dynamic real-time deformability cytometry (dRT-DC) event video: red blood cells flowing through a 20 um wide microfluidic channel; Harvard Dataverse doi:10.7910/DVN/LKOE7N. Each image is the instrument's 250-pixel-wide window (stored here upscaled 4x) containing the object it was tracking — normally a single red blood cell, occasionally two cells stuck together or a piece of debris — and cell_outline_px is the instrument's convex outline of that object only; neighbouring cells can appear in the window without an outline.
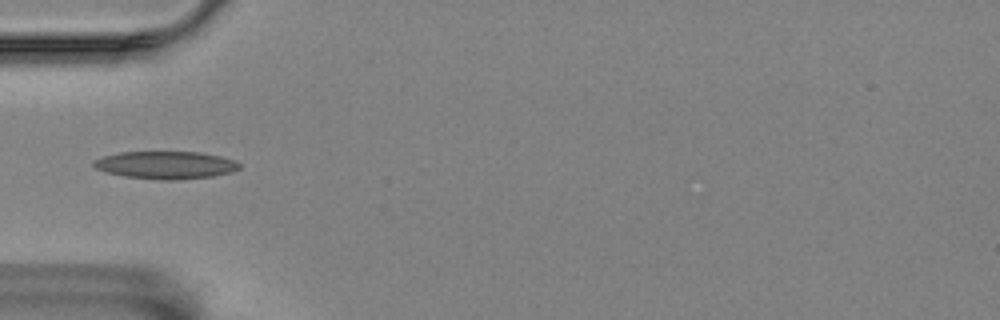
{"species": "Egyptian fruit bat (a non-hibernating species)", "species_latin": "Rousettus aegyptiacus", "temperature_condition": "room temperature", "stored_images_in_passage": 14, "camera_frame_rate_fps": 3000, "um_per_image_px": 0.085, "animal": {"sex": "female"}, "frame": {"image": 1, "passage_image": 4, "time_ms": 4.667, "image_size_px": [1000, 320], "cell_outline_px": [[240, 168], [232, 172], [212, 176], [172, 180], [160, 180], [124, 176], [108, 172], [96, 168], [92, 164], [92, 160], [104, 156], [120, 152], [200, 152], [220, 156], [236, 160], [240, 164]], "centroid_in_image_um": [14.1, 14.02], "position_along_channel_um": 70.9, "area_um2": 23.41}}
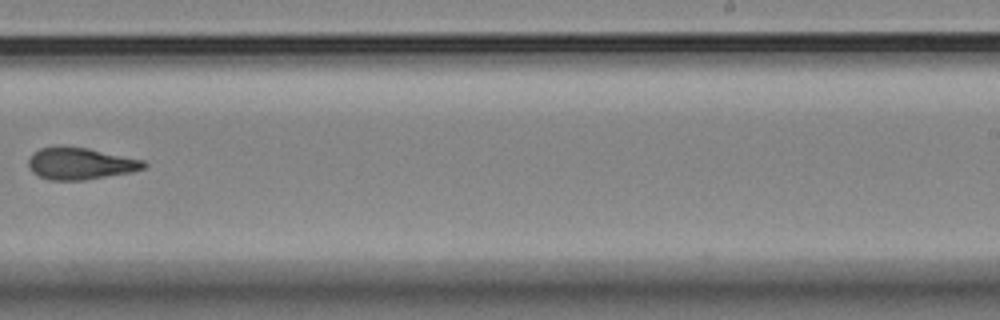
{"frame": {"image": 2, "passage_image": 9, "time_ms": 10.667, "image_size_px": [1000, 320], "cell_outline_px": [[148, 164], [144, 168], [132, 172], [84, 180], [48, 180], [32, 172], [28, 164], [28, 160], [32, 152], [40, 148], [56, 144], [60, 144], [88, 148], [144, 160]], "centroid_in_image_um": [6.79, 13.87], "position_along_channel_um": 282.2, "area_um2": 21.85}}
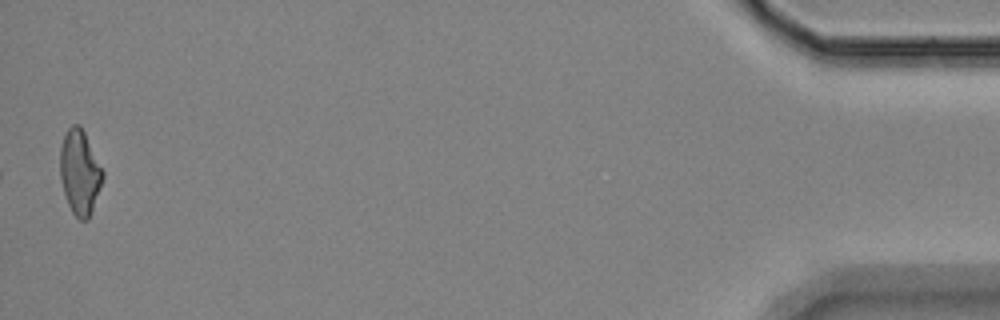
{"frame": {"image": 3, "passage_image": 14, "time_ms": 17.333, "image_size_px": [1000, 320], "cell_outline_px": [[104, 176], [92, 212], [88, 220], [80, 220], [72, 212], [68, 204], [64, 192], [60, 176], [60, 148], [64, 136], [68, 128], [72, 124], [80, 124], [104, 172]], "centroid_in_image_um": [6.78, 14.65], "position_along_channel_um": 428.4, "area_um2": 20.92}, "authors_computed_cell_mechanics": {"area_um2": 21.6172, "velocity_mm_per_s": 3.5102, "shape_relaxation_time_tau1_ms": 6.7889, "shape_relaxation_time_tau2_ms": 2.3699, "deformation_change_tau1": 0.1473, "deformation_change_tau2": 0.0859}}